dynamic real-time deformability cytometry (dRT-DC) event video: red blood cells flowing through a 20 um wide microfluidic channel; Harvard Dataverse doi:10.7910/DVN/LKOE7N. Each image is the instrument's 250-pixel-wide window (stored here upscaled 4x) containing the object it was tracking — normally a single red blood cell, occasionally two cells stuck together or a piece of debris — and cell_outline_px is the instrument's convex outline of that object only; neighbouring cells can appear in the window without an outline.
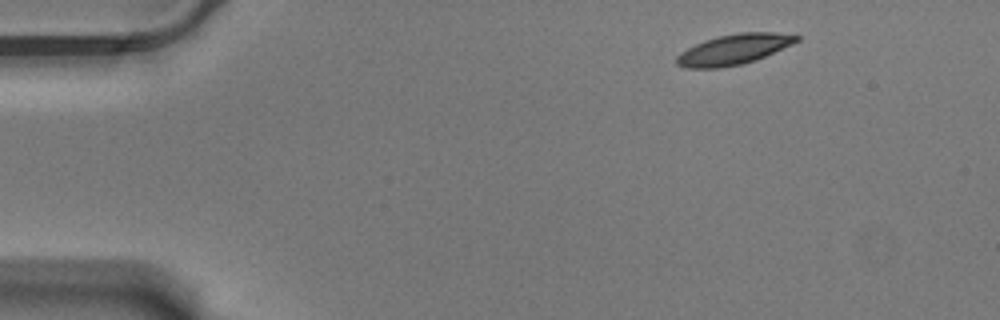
{"species": "Egyptian fruit bat (a non-hibernating species)", "species_latin": "Rousettus aegyptiacus", "temperature_condition": "warm", "stored_images_in_passage": 52, "camera_frame_rate_fps": 3000, "um_per_image_px": 0.085, "animal": {"sex": "male"}, "frame": {"image": 1, "passage_image": 1, "time_ms": 0.0, "image_size_px": [1000, 320], "cell_outline_px": [[800, 40], [792, 44], [756, 60], [740, 64], [720, 68], [688, 68], [676, 64], [676, 56], [680, 52], [704, 40], [720, 36], [740, 32], [776, 32], [800, 36]], "centroid_in_image_um": [62.37, 4.2], "position_along_channel_um": 22.6, "area_um2": 21.04}}
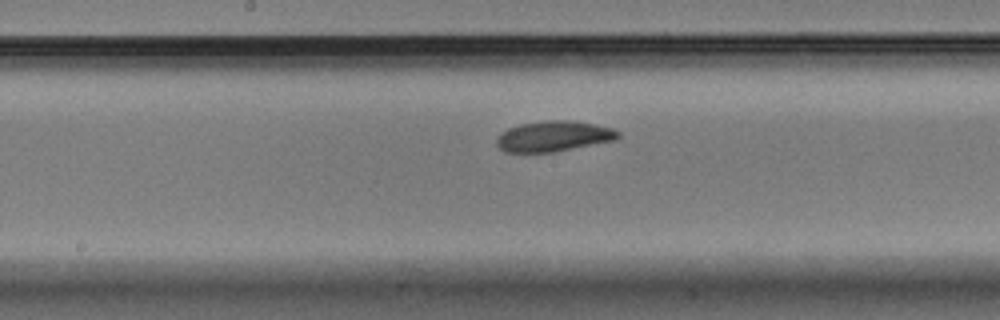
{"frame": {"image": 2, "passage_image": 24, "time_ms": 7.667, "image_size_px": [1000, 320], "cell_outline_px": [[620, 136], [616, 140], [552, 152], [504, 152], [496, 144], [496, 140], [500, 132], [508, 128], [520, 124], [544, 120], [576, 120], [612, 128], [620, 132]], "centroid_in_image_um": [47.05, 11.57], "position_along_channel_um": 201.1, "area_um2": 21.73}}
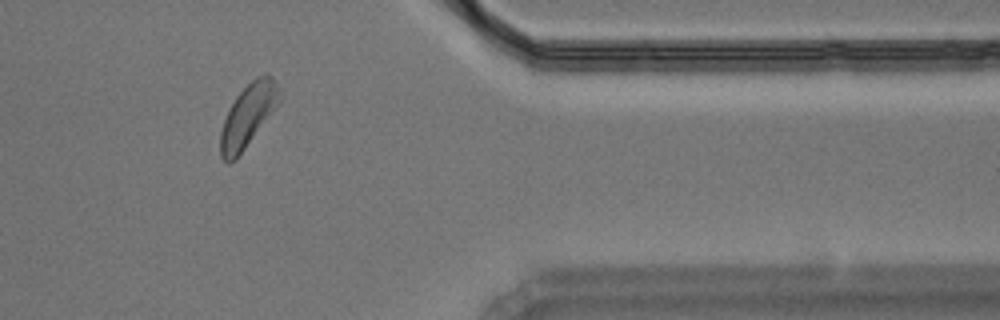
{"frame": {"image": 3, "passage_image": 42, "time_ms": 13.667, "image_size_px": [1000, 320], "cell_outline_px": [[280, 100], [236, 160], [228, 164], [220, 156], [220, 132], [228, 108], [236, 96], [256, 76], [272, 76], [280, 88]], "centroid_in_image_um": [21.04, 9.84], "position_along_channel_um": 390.4, "area_um2": 21.15}, "authors_computed_cell_mechanics": {"area_um2": 21.6172, "velocity_mm_per_s": 3.4615, "shape_relaxation_time_tau1_ms": 2.0929, "shape_relaxation_time_tau2_ms": 7.633, "deformation_change_tau1": 0.1259, "deformation_change_tau2": 0.1546}}